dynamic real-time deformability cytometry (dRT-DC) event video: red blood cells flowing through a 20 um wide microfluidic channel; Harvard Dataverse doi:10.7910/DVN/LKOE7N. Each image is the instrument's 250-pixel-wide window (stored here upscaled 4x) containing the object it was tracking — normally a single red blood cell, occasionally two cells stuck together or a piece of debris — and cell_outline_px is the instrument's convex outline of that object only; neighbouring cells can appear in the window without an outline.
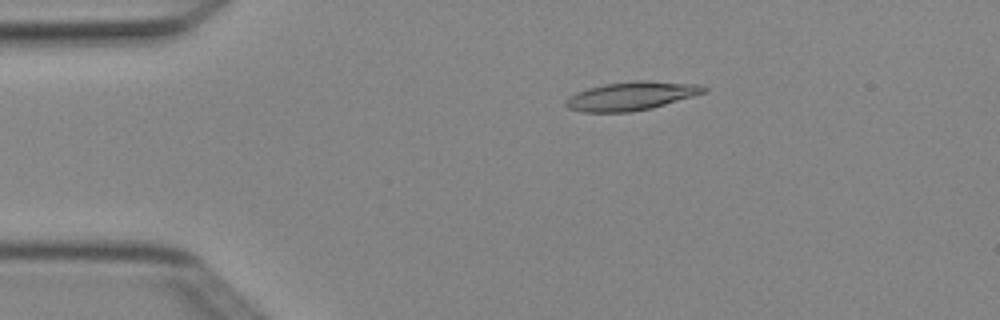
{"species": "Egyptian fruit bat (a non-hibernating species)", "species_latin": "Rousettus aegyptiacus", "temperature_condition": "cold", "stored_images_in_passage": 4, "camera_frame_rate_fps": 3000, "um_per_image_px": 0.085, "animal": {"sex": "female"}, "frame": {"image": 1, "passage_image": 3, "time_ms": 0.667, "image_size_px": [1000, 320], "cell_outline_px": [[708, 92], [652, 108], [632, 112], [580, 112], [568, 108], [564, 104], [564, 100], [568, 96], [576, 92], [588, 88], [604, 84], [636, 80], [644, 80], [700, 84], [708, 88]], "centroid_in_image_um": [53.66, 8.16], "position_along_channel_um": 31.3, "area_um2": 23.29}}